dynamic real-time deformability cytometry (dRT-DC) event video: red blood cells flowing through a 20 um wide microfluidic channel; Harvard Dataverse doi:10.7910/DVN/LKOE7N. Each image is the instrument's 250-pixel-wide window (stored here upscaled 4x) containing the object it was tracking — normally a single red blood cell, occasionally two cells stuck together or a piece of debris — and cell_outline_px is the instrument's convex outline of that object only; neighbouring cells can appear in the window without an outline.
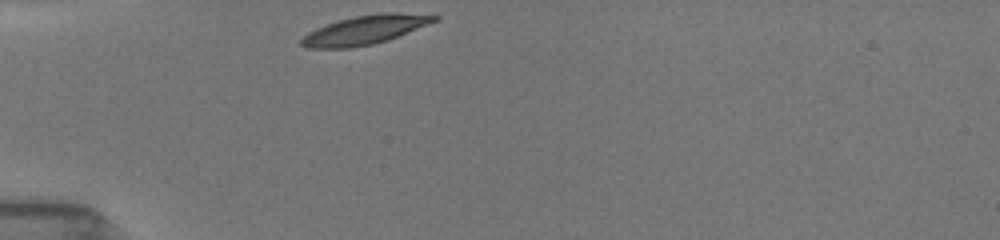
{"species": "common noctule bat (a hibernating species)", "species_latin": "Nyctalus noctula", "temperature_condition": "room temperature", "stored_images_in_passage": 30, "camera_frame_rate_fps": 3000, "um_per_image_px": 0.085, "animal": {"sex": "female", "body_mass_g": 19.5, "forearm_length_mm": 54.1}, "frame": {"image": 1, "passage_image": 1, "time_ms": 0.0, "image_size_px": [1000, 240], "cell_outline_px": [[440, 20], [388, 40], [372, 44], [352, 48], [308, 48], [300, 44], [300, 40], [308, 32], [316, 28], [340, 20], [356, 16], [380, 12], [392, 12], [440, 16]], "centroid_in_image_um": [31.05, 2.54], "position_along_channel_um": 54.0, "area_um2": 22.31}}
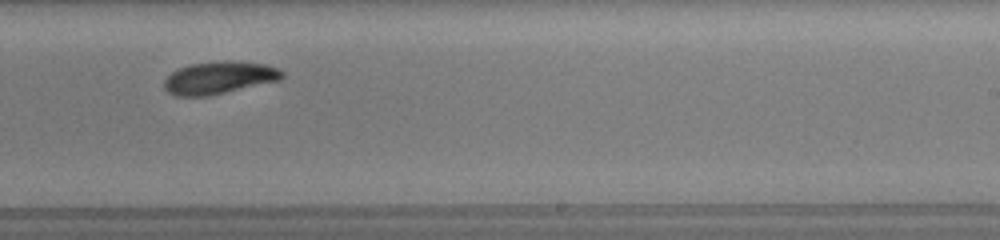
{"frame": {"image": 2, "passage_image": 19, "time_ms": 6.0, "image_size_px": [1000, 240], "cell_outline_px": [[284, 76], [280, 80], [208, 96], [176, 96], [168, 92], [164, 88], [164, 80], [172, 72], [180, 68], [192, 64], [220, 60], [232, 60], [268, 64], [284, 72]], "centroid_in_image_um": [18.65, 6.59], "position_along_channel_um": 270.4, "area_um2": 22.37}}
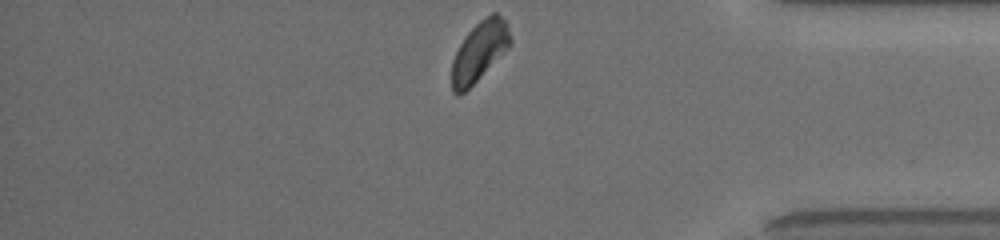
{"frame": {"image": 3, "passage_image": 30, "time_ms": 9.667, "image_size_px": [1000, 240], "cell_outline_px": [[512, 44], [460, 96], [456, 96], [452, 92], [452, 60], [460, 44], [468, 32], [480, 20], [492, 12], [496, 12], [508, 24], [512, 40]], "centroid_in_image_um": [40.75, 4.35], "position_along_channel_um": 394.4, "area_um2": 20.11}, "authors_computed_cell_mechanics": {"area_um2": 22.2819, "velocity_mm_per_s": 3.8896, "shape_relaxation_time_tau1_ms": 3.2372, "shape_relaxation_time_tau2_ms": null, "deformation_change_tau1": 0.1048, "deformation_change_tau2": null}}